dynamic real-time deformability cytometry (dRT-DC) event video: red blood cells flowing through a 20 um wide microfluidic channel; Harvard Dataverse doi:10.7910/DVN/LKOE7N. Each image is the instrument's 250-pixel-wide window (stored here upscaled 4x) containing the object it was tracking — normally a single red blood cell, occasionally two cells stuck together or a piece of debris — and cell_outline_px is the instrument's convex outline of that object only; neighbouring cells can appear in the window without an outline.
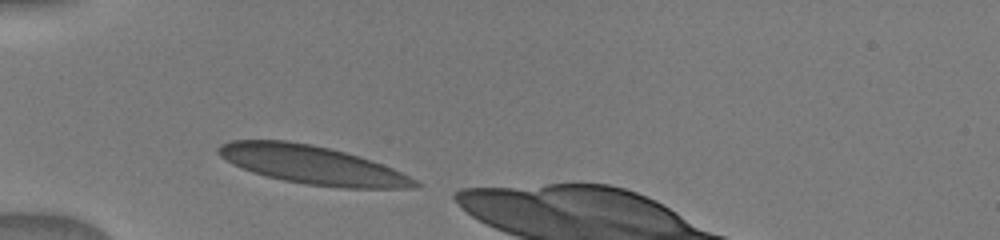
{"species": "human", "species_latin": "Homo sapiens", "temperature_condition": "warm", "stored_images_in_passage": 23, "camera_frame_rate_fps": 3000, "um_per_image_px": 0.085, "donor": {"sex": "male"}, "frame": {"image": 1, "passage_image": 1, "time_ms": 0.0, "image_size_px": [1000, 240], "cell_outline_px": [[424, 184], [416, 188], [344, 188], [304, 184], [284, 180], [268, 176], [232, 164], [220, 156], [216, 152], [216, 148], [220, 144], [232, 140], [288, 140], [312, 144], [360, 156], [372, 160], [392, 168]], "centroid_in_image_um": [26.55, 14.01], "position_along_channel_um": 58.4, "area_um2": 43.81}}
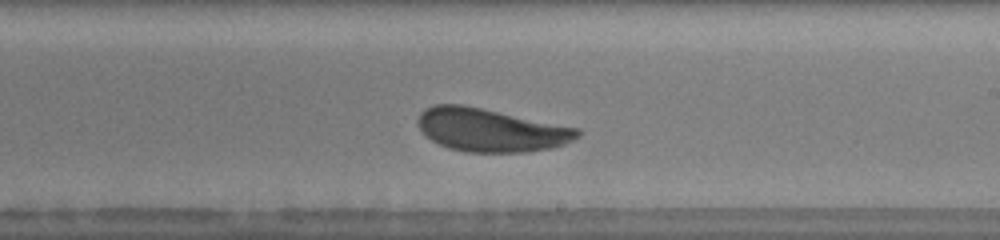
{"frame": {"image": 2, "passage_image": 11, "time_ms": 5.0, "image_size_px": [1000, 240], "cell_outline_px": [[580, 136], [564, 144], [552, 148], [528, 152], [464, 152], [448, 148], [432, 140], [416, 124], [416, 120], [420, 112], [424, 108], [436, 104], [464, 104], [580, 128]], "centroid_in_image_um": [41.71, 11.04], "position_along_channel_um": 247.3, "area_um2": 40.4}}
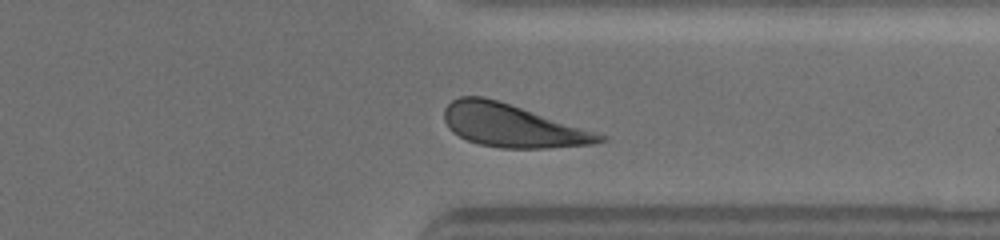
{"frame": {"image": 3, "passage_image": 19, "time_ms": 8.0, "image_size_px": [1000, 240], "cell_outline_px": [[608, 140], [596, 144], [548, 148], [500, 148], [480, 144], [468, 140], [452, 132], [448, 128], [444, 120], [444, 108], [452, 100], [460, 96], [484, 96], [596, 132], [608, 136]], "centroid_in_image_um": [43.54, 10.69], "position_along_channel_um": 367.9, "area_um2": 38.55}}